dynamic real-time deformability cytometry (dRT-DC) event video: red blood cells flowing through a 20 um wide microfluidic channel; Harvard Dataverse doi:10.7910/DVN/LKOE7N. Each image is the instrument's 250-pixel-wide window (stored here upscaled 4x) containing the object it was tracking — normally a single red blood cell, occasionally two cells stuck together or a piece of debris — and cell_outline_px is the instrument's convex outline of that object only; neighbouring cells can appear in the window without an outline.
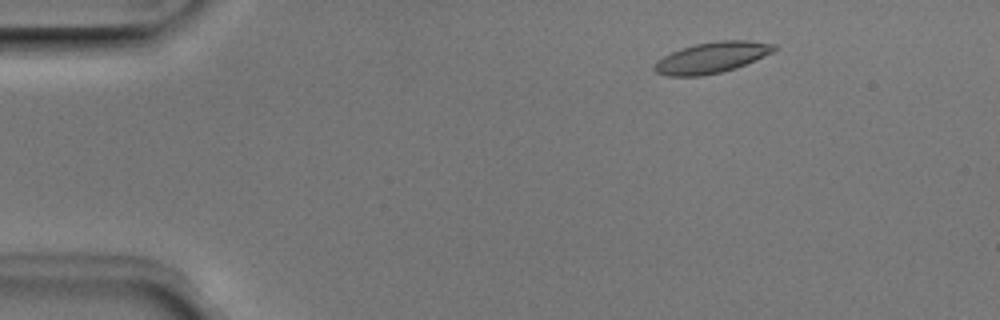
{"species": "Egyptian fruit bat (a non-hibernating species)", "species_latin": "Rousettus aegyptiacus", "temperature_condition": "room temperature", "stored_images_in_passage": 50, "camera_frame_rate_fps": 3000, "um_per_image_px": 0.085, "animal": {"sex": "male"}, "frame": {"image": 1, "passage_image": 6, "time_ms": 1.667, "image_size_px": [1000, 320], "cell_outline_px": [[776, 48], [772, 52], [736, 68], [720, 72], [700, 76], [668, 76], [656, 72], [652, 68], [652, 64], [656, 60], [680, 48], [696, 44], [720, 40], [748, 40], [776, 44]], "centroid_in_image_um": [60.45, 4.89], "position_along_channel_um": 24.5, "area_um2": 21.5}}
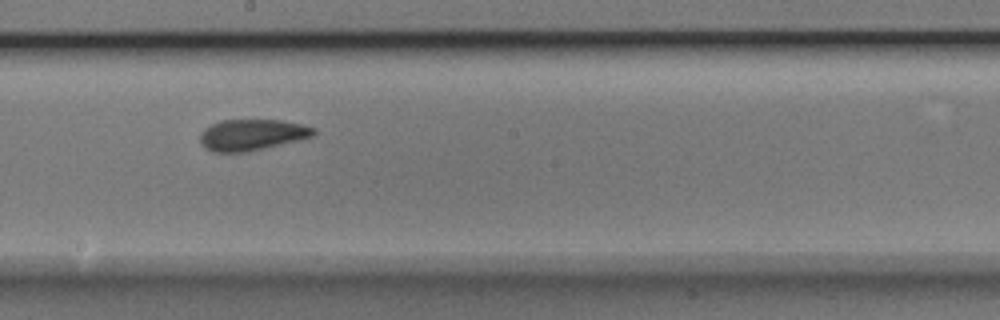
{"frame": {"image": 2, "passage_image": 27, "time_ms": 8.667, "image_size_px": [1000, 320], "cell_outline_px": [[316, 132], [312, 136], [300, 140], [248, 152], [212, 152], [204, 148], [200, 144], [200, 132], [204, 128], [220, 120], [280, 120], [300, 124], [316, 128]], "centroid_in_image_um": [21.38, 11.47], "position_along_channel_um": 226.8, "area_um2": 20.81}}
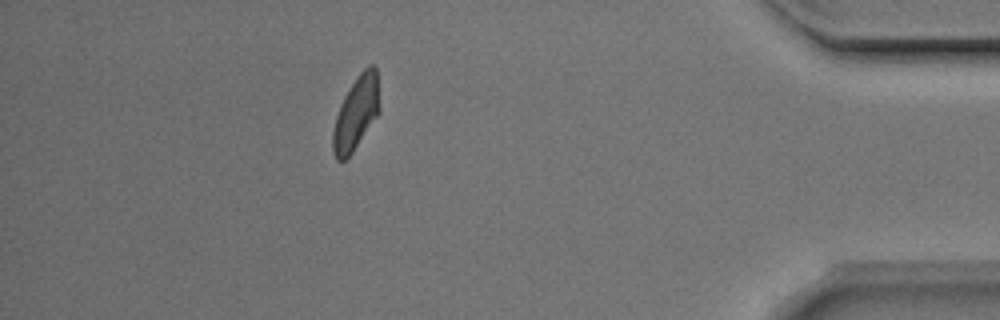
{"frame": {"image": 3, "passage_image": 44, "time_ms": 14.333, "image_size_px": [1000, 320], "cell_outline_px": [[380, 112], [352, 152], [344, 160], [336, 160], [332, 152], [332, 132], [336, 116], [340, 104], [344, 96], [356, 76], [368, 64], [372, 64], [376, 68], [380, 108]], "centroid_in_image_um": [30.26, 9.6], "position_along_channel_um": 404.9, "area_um2": 20.0}, "authors_computed_cell_mechanics": {"area_um2": 20.808, "velocity_mm_per_s": 3.9577, "shape_relaxation_time_tau1_ms": 4.9043, "shape_relaxation_time_tau2_ms": 1.8217, "deformation_change_tau1": 0.1311, "deformation_change_tau2": 0.0722}}